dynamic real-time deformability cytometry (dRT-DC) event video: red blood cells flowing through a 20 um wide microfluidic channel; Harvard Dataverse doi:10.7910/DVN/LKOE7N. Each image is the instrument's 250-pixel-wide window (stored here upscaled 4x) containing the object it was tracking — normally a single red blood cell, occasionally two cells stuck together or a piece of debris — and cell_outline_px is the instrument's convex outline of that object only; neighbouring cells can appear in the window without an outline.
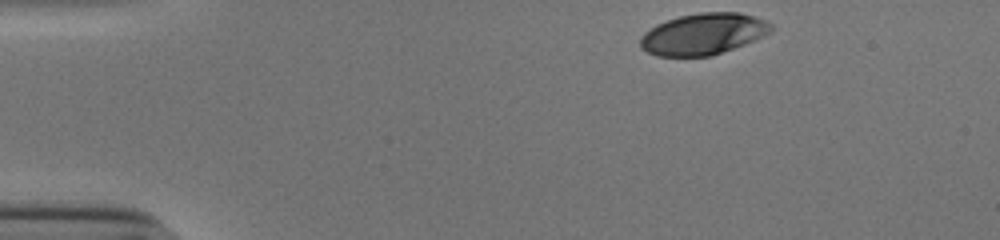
{"species": "human", "species_latin": "Homo sapiens", "temperature_condition": "cold", "stored_images_in_passage": 37, "camera_frame_rate_fps": 3000, "um_per_image_px": 0.085, "donor": {"sex": "male"}, "frame": {"image": 1, "passage_image": 1, "time_ms": 0.0, "image_size_px": [1000, 240], "cell_outline_px": [[772, 32], [744, 44], [712, 56], [656, 56], [640, 48], [640, 36], [644, 32], [656, 24], [680, 16], [700, 12], [740, 12], [768, 20], [772, 24]], "centroid_in_image_um": [59.78, 2.88], "position_along_channel_um": 25.2, "area_um2": 31.67}}
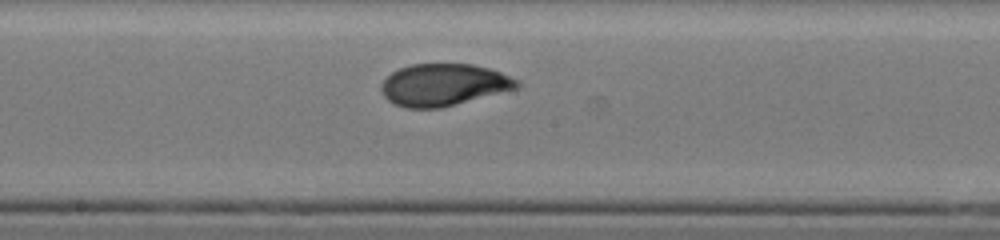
{"frame": {"image": 2, "passage_image": 22, "time_ms": 7.0, "image_size_px": [1000, 240], "cell_outline_px": [[520, 88], [440, 108], [404, 108], [392, 104], [384, 96], [380, 88], [380, 84], [392, 72], [400, 68], [412, 64], [472, 64], [488, 68], [500, 72], [520, 80]], "centroid_in_image_um": [37.71, 7.22], "position_along_channel_um": 210.5, "area_um2": 33.41}}
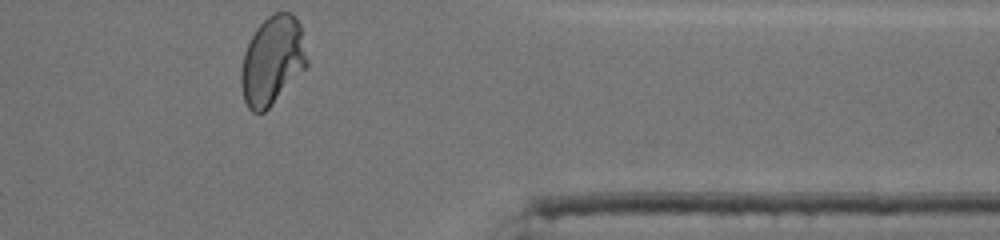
{"frame": {"image": 3, "passage_image": 37, "time_ms": 12.0, "image_size_px": [1000, 240], "cell_outline_px": [[308, 68], [264, 112], [252, 112], [248, 108], [244, 100], [240, 84], [240, 72], [244, 52], [256, 28], [268, 16], [276, 12], [292, 12], [296, 16], [300, 24], [308, 60]], "centroid_in_image_um": [23.17, 5.15], "position_along_channel_um": 388.2, "area_um2": 34.39}, "authors_computed_cell_mechanics": {"area_um2": 33.4084, "velocity_mm_per_s": 3.848, "shape_relaxation_time_tau1_ms": 6.5697, "shape_relaxation_time_tau2_ms": 0.9386, "deformation_change_tau1": 0.2178, "deformation_change_tau2": 0.0468}}